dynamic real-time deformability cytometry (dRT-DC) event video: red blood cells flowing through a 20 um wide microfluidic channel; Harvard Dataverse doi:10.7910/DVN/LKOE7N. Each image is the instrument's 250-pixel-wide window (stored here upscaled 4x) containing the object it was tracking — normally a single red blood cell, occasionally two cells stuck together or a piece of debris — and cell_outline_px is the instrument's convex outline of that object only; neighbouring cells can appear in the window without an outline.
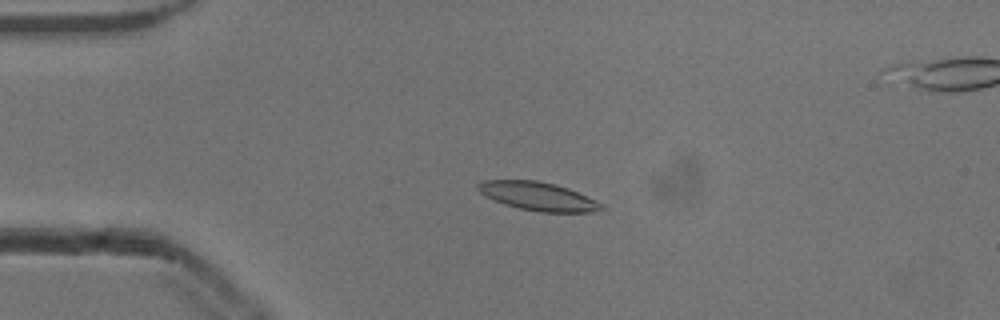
{"species": "common noctule bat (a hibernating species)", "species_latin": "Nyctalus noctula", "temperature_condition": "cold", "stored_images_in_passage": 54, "camera_frame_rate_fps": 3000, "um_per_image_px": 0.085, "animal": {"sex": "male", "body_mass_g": 13.3}, "frame": {"image": 1, "passage_image": 13, "time_ms": 4.0, "image_size_px": [1000, 320], "cell_outline_px": [[604, 208], [592, 212], [540, 212], [520, 208], [504, 204], [484, 196], [476, 188], [476, 184], [484, 180], [536, 180], [568, 188], [604, 204]], "centroid_in_image_um": [45.7, 16.68], "position_along_channel_um": 39.3, "area_um2": 20.35}}
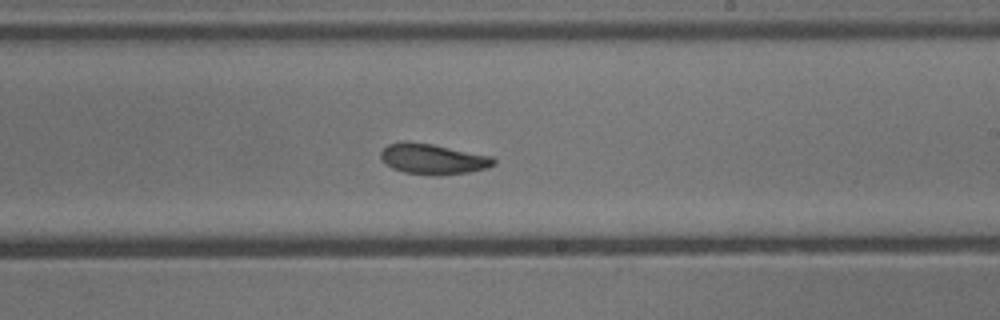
{"frame": {"image": 2, "passage_image": 32, "time_ms": 10.333, "image_size_px": [1000, 320], "cell_outline_px": [[496, 164], [488, 168], [468, 172], [440, 176], [432, 176], [404, 172], [392, 168], [380, 160], [380, 152], [388, 144], [404, 140], [432, 144], [492, 156], [496, 160]], "centroid_in_image_um": [36.78, 13.52], "position_along_channel_um": 252.2, "area_um2": 20.4}}
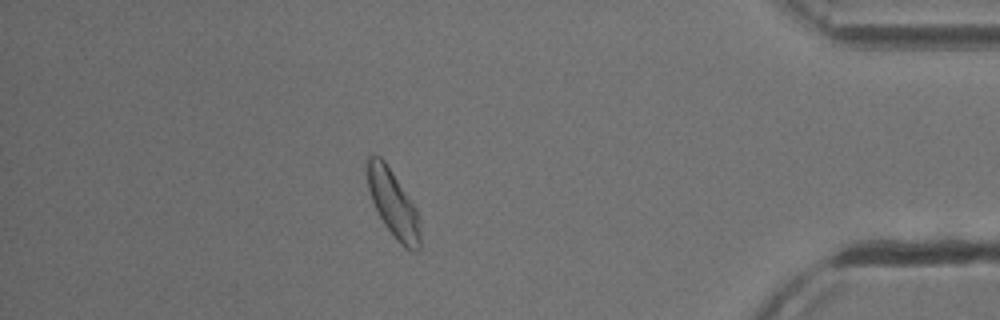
{"frame": {"image": 3, "passage_image": 47, "time_ms": 15.333, "image_size_px": [1000, 320], "cell_outline_px": [[420, 248], [416, 252], [412, 252], [404, 248], [400, 244], [384, 224], [372, 200], [368, 188], [368, 156], [380, 156], [384, 160], [416, 208], [420, 220]], "centroid_in_image_um": [33.46, 17.38], "position_along_channel_um": 401.7, "area_um2": 20.29}}